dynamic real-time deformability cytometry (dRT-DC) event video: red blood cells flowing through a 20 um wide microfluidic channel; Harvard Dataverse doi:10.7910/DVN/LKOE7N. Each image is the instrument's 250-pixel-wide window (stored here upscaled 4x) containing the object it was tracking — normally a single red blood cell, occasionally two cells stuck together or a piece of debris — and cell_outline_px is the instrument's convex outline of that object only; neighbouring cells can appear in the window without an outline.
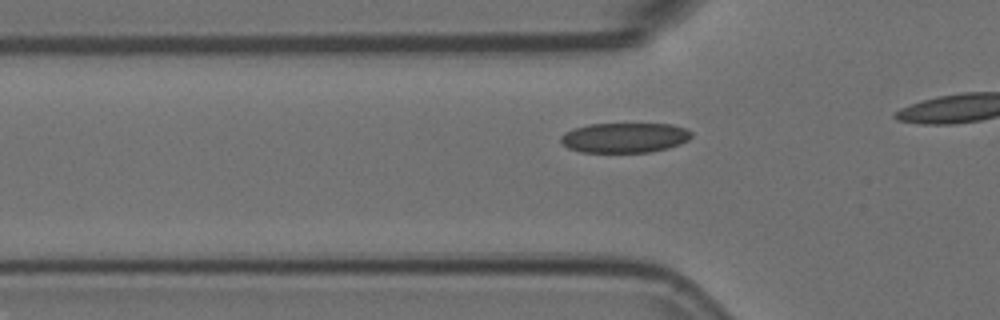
{"species": "Egyptian fruit bat (a non-hibernating species)", "species_latin": "Rousettus aegyptiacus", "temperature_condition": "room temperature", "stored_images_in_passage": 15, "camera_frame_rate_fps": 3000, "um_per_image_px": 0.085, "animal": {"sex": "female"}, "frame": {"image": 1, "passage_image": 9, "time_ms": 2.667, "image_size_px": [1000, 320], "cell_outline_px": [[692, 136], [688, 140], [680, 144], [668, 148], [652, 152], [580, 152], [568, 148], [560, 140], [560, 136], [564, 132], [588, 124], [672, 124], [684, 128], [692, 132]], "centroid_in_image_um": [53.1, 11.7], "position_along_channel_um": 72.7, "area_um2": 22.83}}
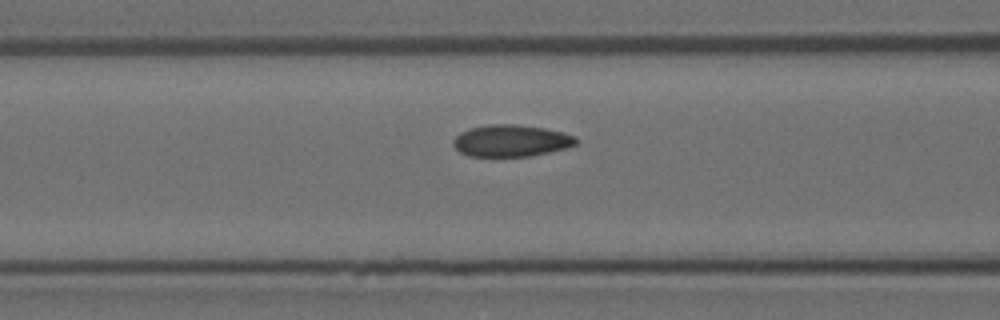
{"frame": {"image": 2, "passage_image": 13, "time_ms": 4.0, "image_size_px": [1000, 320], "cell_outline_px": [[580, 140], [576, 144], [564, 148], [548, 152], [528, 156], [468, 156], [460, 152], [452, 144], [452, 140], [460, 132], [472, 128], [488, 124], [512, 124], [544, 128], [576, 136]], "centroid_in_image_um": [43.42, 11.96], "position_along_channel_um": 123.2, "area_um2": 22.6}}